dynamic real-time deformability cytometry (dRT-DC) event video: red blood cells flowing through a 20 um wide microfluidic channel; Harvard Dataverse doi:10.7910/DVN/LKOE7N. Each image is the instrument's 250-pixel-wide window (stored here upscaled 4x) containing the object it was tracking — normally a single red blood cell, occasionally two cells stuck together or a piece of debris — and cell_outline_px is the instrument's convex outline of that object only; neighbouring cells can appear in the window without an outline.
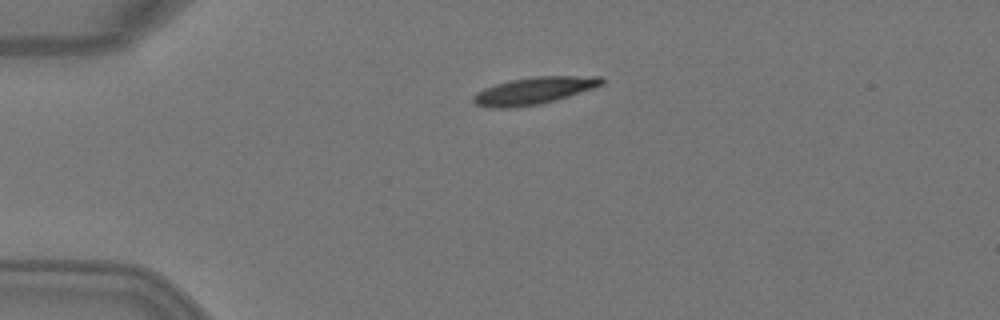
{"species": "Egyptian fruit bat (a non-hibernating species)", "species_latin": "Rousettus aegyptiacus", "temperature_condition": "warm", "stored_images_in_passage": 3, "camera_frame_rate_fps": 3000, "um_per_image_px": 0.085, "animal": {"sex": "female"}, "frame": {"image": 1, "passage_image": 3, "time_ms": 0.667, "image_size_px": [1000, 320], "cell_outline_px": [[604, 84], [556, 100], [540, 104], [512, 108], [484, 108], [476, 104], [472, 100], [472, 96], [476, 92], [484, 88], [496, 84], [512, 80], [532, 76], [604, 76]], "centroid_in_image_um": [45.36, 7.71], "position_along_channel_um": 39.6, "area_um2": 20.4}}